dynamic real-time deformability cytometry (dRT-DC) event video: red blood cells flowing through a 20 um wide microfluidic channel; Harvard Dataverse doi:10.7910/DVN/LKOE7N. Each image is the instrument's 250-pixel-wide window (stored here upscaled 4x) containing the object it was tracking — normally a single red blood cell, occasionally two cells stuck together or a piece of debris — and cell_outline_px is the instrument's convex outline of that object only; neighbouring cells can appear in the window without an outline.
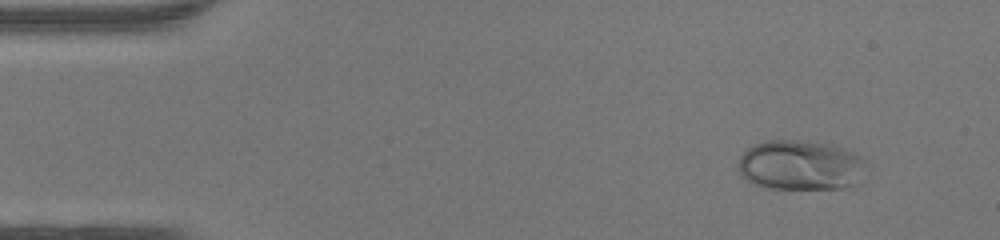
{"species": "human", "species_latin": "Homo sapiens", "temperature_condition": "warm", "stored_images_in_passage": 46, "camera_frame_rate_fps": 3000, "um_per_image_px": 0.085, "donor": {"sex": "female"}, "frame": {"image": 1, "passage_image": 4, "time_ms": 1.0, "image_size_px": [1000, 240], "cell_outline_px": [[864, 160], [852, 184], [844, 188], [768, 188], [752, 184], [736, 168], [736, 164], [740, 156], [748, 148], [756, 144], [768, 140], [796, 140], [828, 144], [852, 152], [860, 156]], "centroid_in_image_um": [67.9, 14.03], "position_along_channel_um": 17.1, "area_um2": 36.3}}
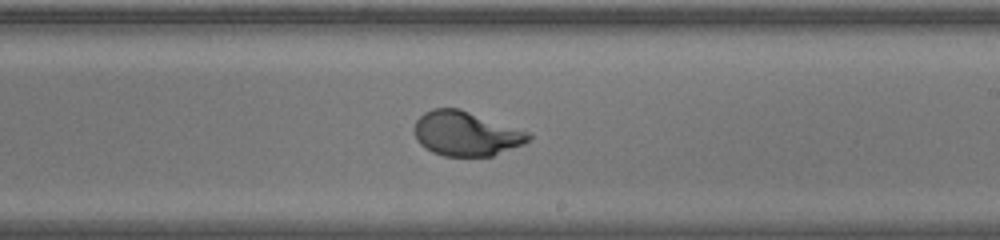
{"frame": {"image": 2, "passage_image": 27, "time_ms": 8.667, "image_size_px": [1000, 240], "cell_outline_px": [[532, 136], [524, 144], [492, 156], [444, 156], [432, 152], [424, 148], [416, 140], [412, 128], [416, 120], [424, 112], [432, 108], [460, 108], [528, 132]], "centroid_in_image_um": [39.55, 11.36], "position_along_channel_um": 249.4, "area_um2": 29.77}}
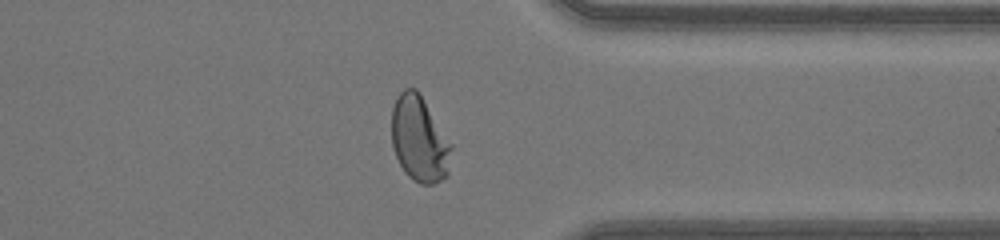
{"frame": {"image": 3, "passage_image": 36, "time_ms": 11.667, "image_size_px": [1000, 240], "cell_outline_px": [[452, 148], [448, 176], [432, 184], [420, 184], [412, 180], [404, 172], [396, 156], [392, 144], [392, 108], [396, 96], [404, 88], [416, 88], [452, 144]], "centroid_in_image_um": [35.64, 11.84], "position_along_channel_um": 375.8, "area_um2": 29.88}, "authors_computed_cell_mechanics": {"area_um2": 30.4317, "velocity_mm_per_s": 4.3876, "shape_relaxation_time_tau1_ms": 4.0388, "shape_relaxation_time_tau2_ms": null, "deformation_change_tau1": 0.2345, "deformation_change_tau2": null}}